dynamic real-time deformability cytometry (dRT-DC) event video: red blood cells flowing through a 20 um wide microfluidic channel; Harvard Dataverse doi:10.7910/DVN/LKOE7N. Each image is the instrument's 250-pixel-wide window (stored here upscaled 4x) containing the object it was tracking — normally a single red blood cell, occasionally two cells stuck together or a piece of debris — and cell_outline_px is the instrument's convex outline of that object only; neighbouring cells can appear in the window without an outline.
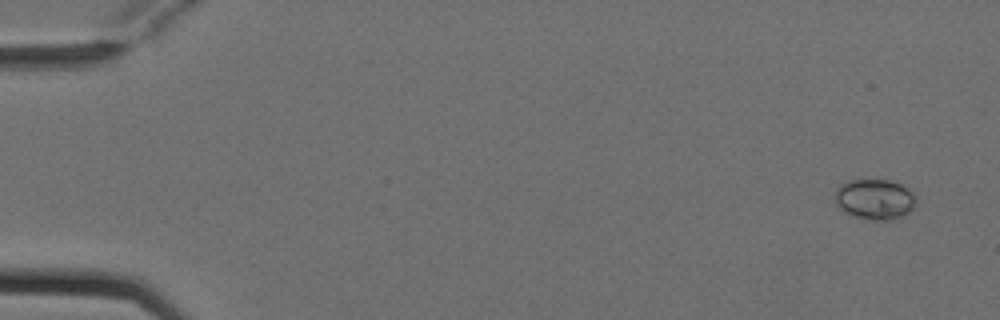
{"species": "Egyptian fruit bat (a non-hibernating species)", "species_latin": "Rousettus aegyptiacus", "temperature_condition": "cold", "stored_images_in_passage": 4, "camera_frame_rate_fps": 3000, "um_per_image_px": 0.085, "animal": {"sex": "female"}, "frame": {"image": 1, "passage_image": 1, "time_ms": 0.0, "image_size_px": [1000, 320], "cell_outline_px": [[916, 204], [904, 216], [892, 220], [876, 220], [856, 216], [840, 208], [836, 204], [836, 188], [840, 184], [848, 180], [888, 180], [900, 184], [908, 188], [916, 196]], "centroid_in_image_um": [74.39, 16.92], "position_along_channel_um": 10.6, "area_um2": 18.96}}